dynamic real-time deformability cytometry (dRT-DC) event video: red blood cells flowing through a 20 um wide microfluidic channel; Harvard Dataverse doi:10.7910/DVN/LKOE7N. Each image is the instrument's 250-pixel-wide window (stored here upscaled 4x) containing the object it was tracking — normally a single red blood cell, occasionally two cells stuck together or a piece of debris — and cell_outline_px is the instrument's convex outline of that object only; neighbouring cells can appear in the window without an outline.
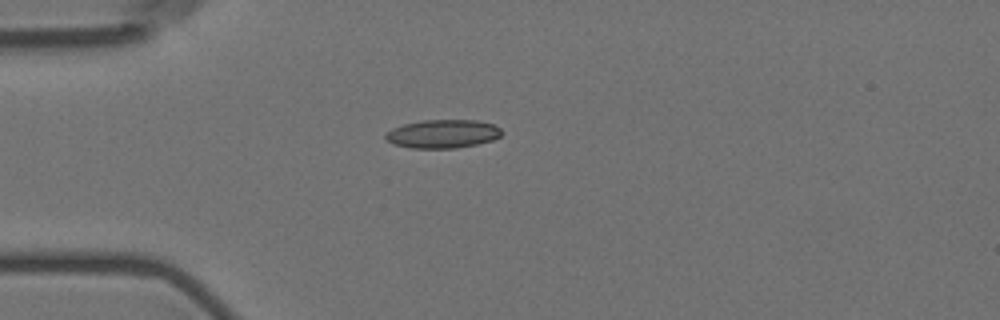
{"species": "Egyptian fruit bat (a non-hibernating species)", "species_latin": "Rousettus aegyptiacus", "temperature_condition": "room temperature", "stored_images_in_passage": 6, "camera_frame_rate_fps": 3000, "um_per_image_px": 0.085, "animal": {"sex": "female"}, "frame": {"image": 1, "passage_image": 3, "time_ms": 2.333, "image_size_px": [1000, 320], "cell_outline_px": [[504, 132], [500, 136], [492, 140], [476, 144], [456, 148], [412, 148], [396, 144], [388, 140], [384, 136], [392, 128], [404, 124], [424, 120], [476, 120], [492, 124], [500, 128]], "centroid_in_image_um": [37.67, 11.37], "position_along_channel_um": 47.3, "area_um2": 19.07}}
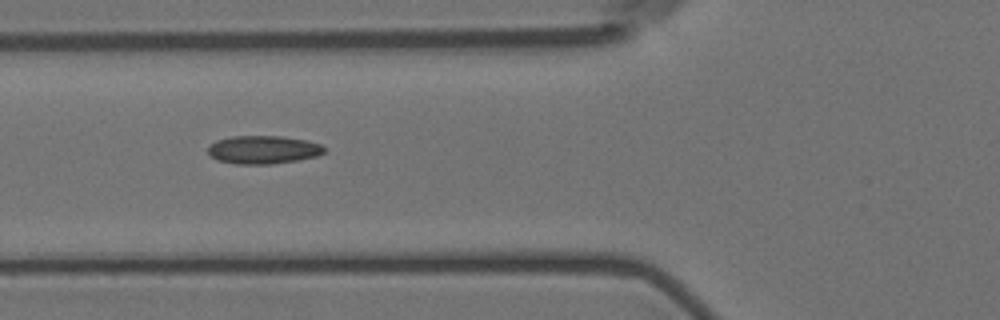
{"frame": {"image": 2, "passage_image": 5, "time_ms": 4.333, "image_size_px": [1000, 320], "cell_outline_px": [[324, 152], [316, 156], [296, 160], [272, 164], [236, 164], [216, 160], [208, 152], [208, 148], [216, 140], [232, 136], [280, 136], [308, 140], [320, 144], [324, 148]], "centroid_in_image_um": [22.36, 12.72], "position_along_channel_um": 103.4, "area_um2": 19.02}}
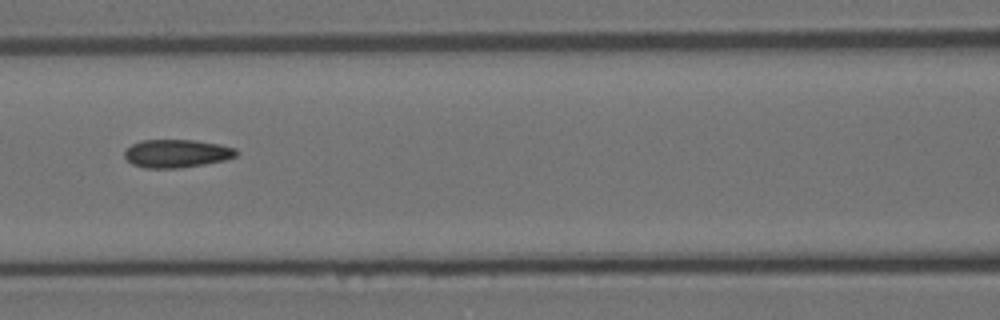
{"frame": {"image": 3, "passage_image": 6, "time_ms": 5.667, "image_size_px": [1000, 320], "cell_outline_px": [[236, 156], [224, 160], [204, 164], [180, 168], [144, 168], [132, 164], [124, 156], [124, 148], [140, 140], [196, 140], [220, 144], [236, 148]], "centroid_in_image_um": [14.98, 13.04], "position_along_channel_um": 151.6, "area_um2": 18.44}}